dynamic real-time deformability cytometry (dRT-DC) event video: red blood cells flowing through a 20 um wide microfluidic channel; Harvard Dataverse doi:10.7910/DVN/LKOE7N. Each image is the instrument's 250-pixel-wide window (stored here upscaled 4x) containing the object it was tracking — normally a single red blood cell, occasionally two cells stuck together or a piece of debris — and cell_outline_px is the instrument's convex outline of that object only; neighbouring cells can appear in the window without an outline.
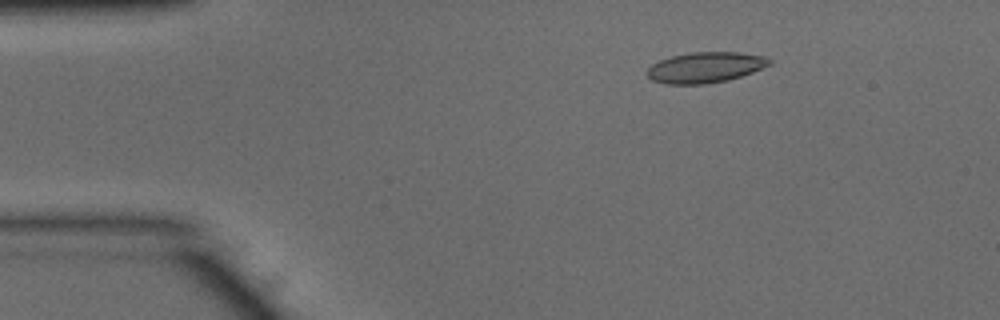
{"species": "common noctule bat (a hibernating species)", "species_latin": "Nyctalus noctula", "temperature_condition": "warm", "stored_images_in_passage": 52, "camera_frame_rate_fps": 3000, "um_per_image_px": 0.085, "animal": {"sex": "male", "body_mass_g": 15.6}, "frame": {"image": 1, "passage_image": 8, "time_ms": 2.333, "image_size_px": [1000, 320], "cell_outline_px": [[772, 64], [752, 72], [728, 80], [704, 84], [664, 84], [652, 80], [648, 76], [648, 68], [652, 64], [660, 60], [672, 56], [692, 52], [740, 52], [764, 56], [772, 60]], "centroid_in_image_um": [59.97, 5.73], "position_along_channel_um": 25.0, "area_um2": 21.79}}
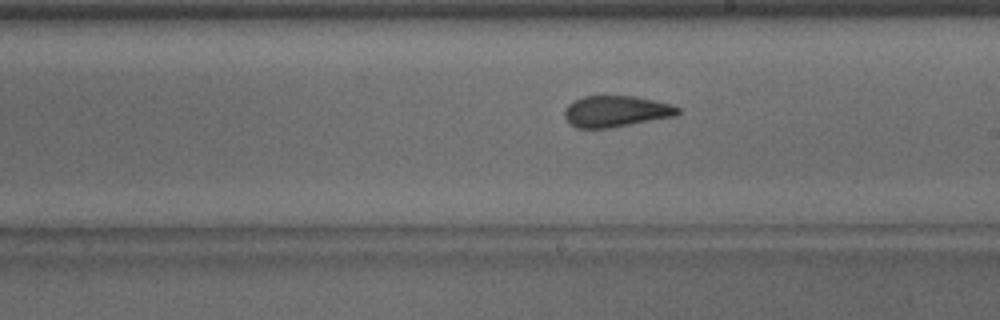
{"frame": {"image": 2, "passage_image": 29, "time_ms": 9.333, "image_size_px": [1000, 320], "cell_outline_px": [[680, 112], [676, 116], [612, 128], [576, 128], [568, 124], [564, 116], [564, 112], [568, 104], [572, 100], [584, 96], [636, 96], [656, 100], [672, 104], [680, 108]], "centroid_in_image_um": [52.36, 9.46], "position_along_channel_um": 236.6, "area_um2": 21.04}}
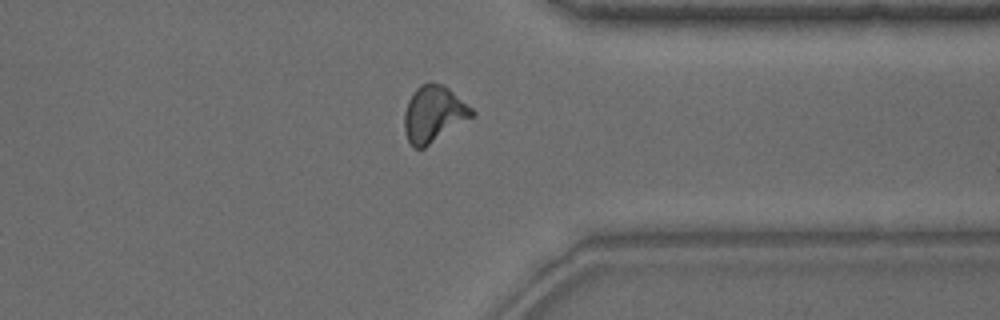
{"frame": {"image": 3, "passage_image": 40, "time_ms": 13.0, "image_size_px": [1000, 320], "cell_outline_px": [[476, 112], [472, 116], [424, 148], [416, 148], [408, 140], [404, 128], [404, 112], [408, 100], [416, 88], [420, 84], [432, 80], [444, 84], [472, 108]], "centroid_in_image_um": [36.84, 9.63], "position_along_channel_um": 374.6, "area_um2": 22.02}, "authors_computed_cell_mechanics": {"area_um2": 21.2126, "velocity_mm_per_s": 3.8891, "shape_relaxation_time_tau1_ms": 6.1512, "shape_relaxation_time_tau2_ms": 1.3586, "deformation_change_tau1": 0.1747, "deformation_change_tau2": 0.0824}}